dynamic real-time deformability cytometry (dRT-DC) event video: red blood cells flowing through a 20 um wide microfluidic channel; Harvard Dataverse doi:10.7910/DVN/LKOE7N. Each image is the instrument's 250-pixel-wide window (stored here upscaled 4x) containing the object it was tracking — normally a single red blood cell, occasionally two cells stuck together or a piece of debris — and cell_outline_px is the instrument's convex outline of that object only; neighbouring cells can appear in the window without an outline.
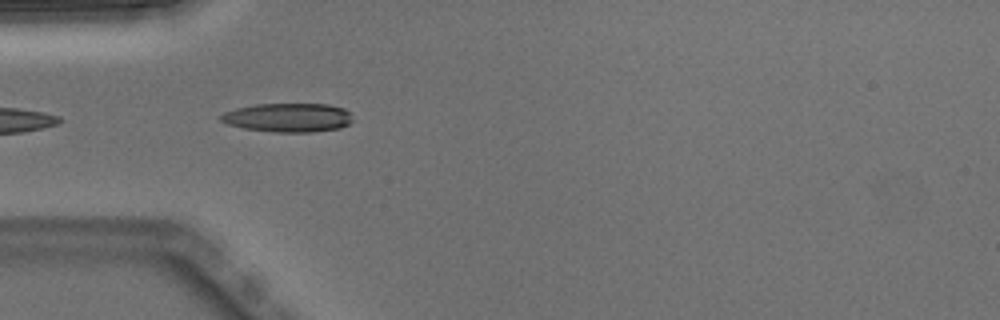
{"species": "Egyptian fruit bat (a non-hibernating species)", "species_latin": "Rousettus aegyptiacus", "temperature_condition": "warm", "stored_images_in_passage": 4, "camera_frame_rate_fps": 3000, "um_per_image_px": 0.085, "animal": {"sex": "male"}, "frame": {"image": 1, "passage_image": 3, "time_ms": 0.667, "image_size_px": [1000, 320], "cell_outline_px": [[352, 120], [348, 124], [340, 128], [312, 132], [276, 132], [244, 128], [228, 124], [220, 120], [220, 116], [224, 112], [236, 108], [256, 104], [328, 104], [344, 108], [352, 112]], "centroid_in_image_um": [24.52, 9.99], "position_along_channel_um": 60.5, "area_um2": 22.25}}